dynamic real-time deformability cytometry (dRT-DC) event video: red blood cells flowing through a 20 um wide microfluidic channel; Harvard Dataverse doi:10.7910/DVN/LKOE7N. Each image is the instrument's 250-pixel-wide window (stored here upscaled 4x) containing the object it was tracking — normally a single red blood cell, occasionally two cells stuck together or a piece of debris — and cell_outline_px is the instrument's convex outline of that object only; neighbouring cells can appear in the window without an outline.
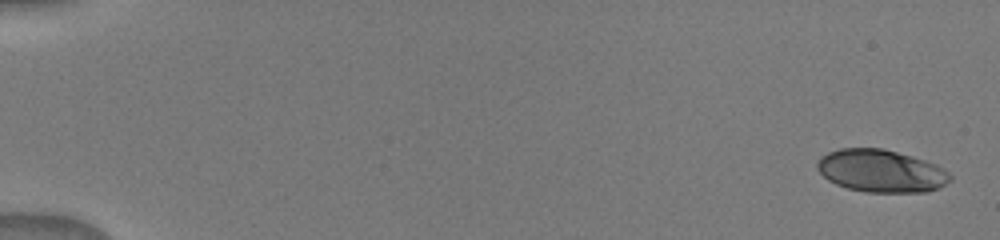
{"species": "human", "species_latin": "Homo sapiens", "temperature_condition": "warm", "stored_images_in_passage": 12, "camera_frame_rate_fps": 3000, "um_per_image_px": 0.085, "donor": {"sex": "male"}, "frame": {"image": 1, "passage_image": 1, "time_ms": 0.0, "image_size_px": [1000, 240], "cell_outline_px": [[952, 180], [940, 188], [928, 192], [868, 192], [848, 188], [836, 184], [828, 180], [816, 168], [816, 164], [820, 156], [828, 152], [840, 148], [884, 148], [912, 156], [936, 164], [944, 168], [952, 176]], "centroid_in_image_um": [74.91, 14.53], "position_along_channel_um": 10.1, "area_um2": 33.23}}
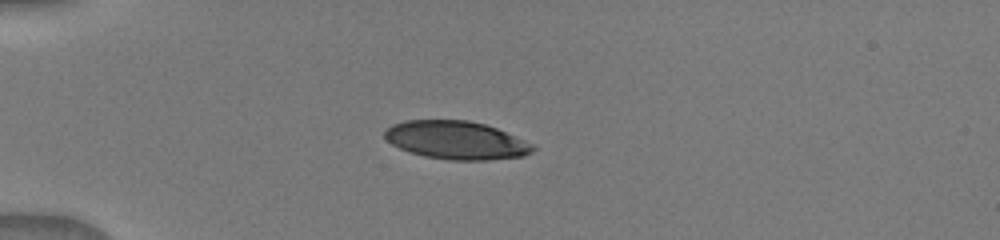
{"frame": {"image": 2, "passage_image": 9, "time_ms": 4.333, "image_size_px": [1000, 240], "cell_outline_px": [[536, 148], [532, 152], [524, 156], [488, 160], [448, 160], [424, 156], [408, 152], [392, 144], [384, 136], [384, 128], [392, 124], [404, 120], [468, 120], [484, 124], [496, 128], [536, 144]], "centroid_in_image_um": [38.79, 11.92], "position_along_channel_um": 46.2, "area_um2": 33.29}}
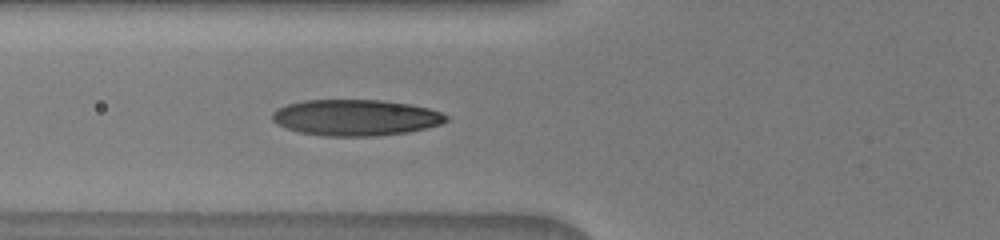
{"frame": {"image": 3, "passage_image": 12, "time_ms": 6.333, "image_size_px": [1000, 240], "cell_outline_px": [[448, 120], [440, 124], [408, 132], [376, 136], [324, 136], [300, 132], [276, 124], [272, 120], [272, 112], [276, 108], [288, 104], [304, 100], [380, 100], [408, 104], [428, 108], [440, 112], [448, 116]], "centroid_in_image_um": [30.2, 9.99], "position_along_channel_um": 95.6, "area_um2": 36.53}}